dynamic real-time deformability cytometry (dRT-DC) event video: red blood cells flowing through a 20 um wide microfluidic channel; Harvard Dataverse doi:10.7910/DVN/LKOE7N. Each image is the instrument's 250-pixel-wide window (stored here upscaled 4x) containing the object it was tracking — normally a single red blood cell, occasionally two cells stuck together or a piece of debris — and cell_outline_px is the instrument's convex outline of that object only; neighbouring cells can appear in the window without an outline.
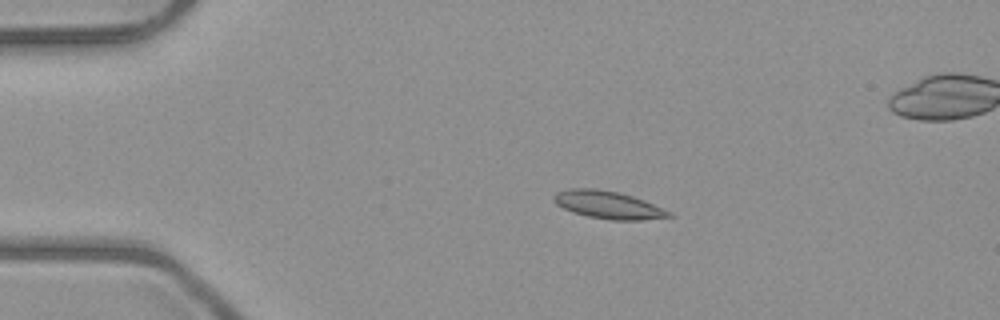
{"species": "common noctule bat (a hibernating species)", "species_latin": "Nyctalus noctula", "temperature_condition": "room temperature", "stored_images_in_passage": 5, "camera_frame_rate_fps": 3000, "um_per_image_px": 0.085, "animal": {"sex": "male", "body_mass_g": 23.1, "forearm_length_mm": 52.7}, "frame": {"image": 1, "passage_image": 3, "time_ms": 2.333, "image_size_px": [1000, 320], "cell_outline_px": [[676, 216], [640, 220], [612, 220], [588, 216], [572, 212], [556, 204], [552, 200], [552, 196], [556, 192], [568, 188], [596, 188], [620, 192], [644, 200], [672, 212]], "centroid_in_image_um": [51.68, 17.4], "position_along_channel_um": 33.3, "area_um2": 18.73}}